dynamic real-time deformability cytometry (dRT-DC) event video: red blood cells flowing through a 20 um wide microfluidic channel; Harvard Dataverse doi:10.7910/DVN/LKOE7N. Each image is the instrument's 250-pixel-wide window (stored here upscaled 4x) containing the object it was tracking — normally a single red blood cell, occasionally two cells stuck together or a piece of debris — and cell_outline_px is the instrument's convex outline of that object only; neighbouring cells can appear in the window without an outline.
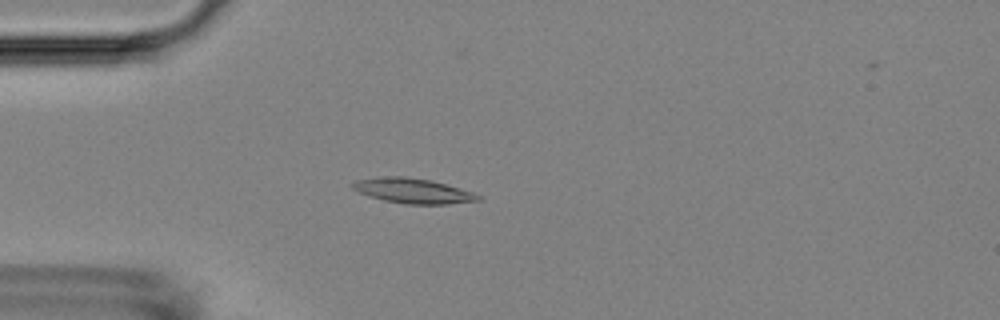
{"species": "Egyptian fruit bat (a non-hibernating species)", "species_latin": "Rousettus aegyptiacus", "temperature_condition": "room temperature", "stored_images_in_passage": 55, "camera_frame_rate_fps": 3000, "um_per_image_px": 0.085, "animal": {"sex": "female"}, "frame": {"image": 1, "passage_image": 15, "time_ms": 4.667, "image_size_px": [1000, 320], "cell_outline_px": [[480, 200], [448, 204], [404, 204], [384, 200], [368, 196], [352, 188], [352, 184], [356, 180], [392, 176], [404, 176], [428, 180], [444, 184], [472, 192], [480, 196]], "centroid_in_image_um": [35.08, 16.23], "position_along_channel_um": 49.9, "area_um2": 17.86}}
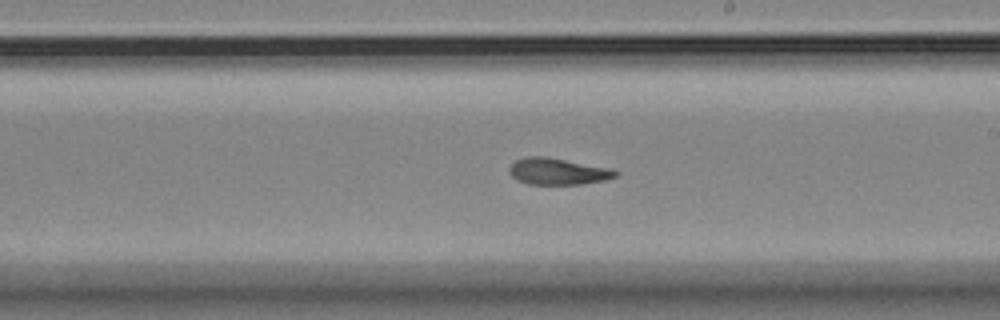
{"frame": {"image": 2, "passage_image": 32, "time_ms": 10.333, "image_size_px": [1000, 320], "cell_outline_px": [[620, 172], [616, 176], [604, 180], [580, 184], [528, 184], [516, 180], [508, 172], [508, 168], [516, 160], [528, 156], [544, 156], [608, 168]], "centroid_in_image_um": [47.36, 14.57], "position_along_channel_um": 241.6, "area_um2": 16.24}}
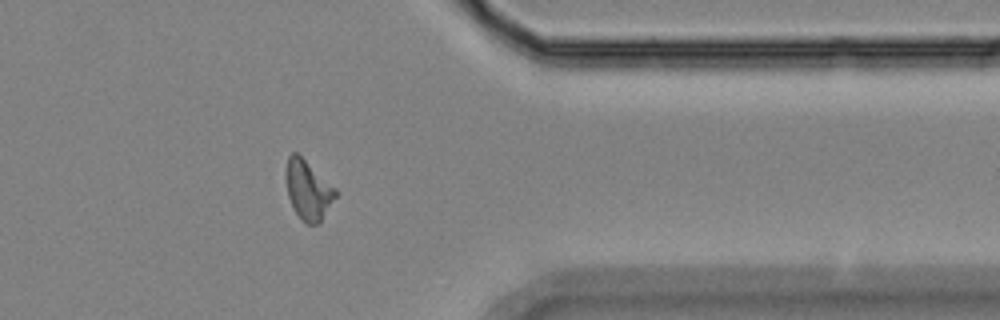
{"frame": {"image": 3, "passage_image": 45, "time_ms": 14.667, "image_size_px": [1000, 320], "cell_outline_px": [[336, 196], [320, 224], [304, 224], [300, 220], [292, 208], [288, 196], [284, 176], [284, 172], [288, 156], [292, 152], [296, 152], [336, 188]], "centroid_in_image_um": [26.15, 16.18], "position_along_channel_um": 385.3, "area_um2": 17.46}, "authors_computed_cell_mechanics": {"area_um2": 16.9354, "velocity_mm_per_s": 3.5784, "shape_relaxation_time_tau1_ms": 4.1982, "shape_relaxation_time_tau2_ms": 3.9441, "deformation_change_tau1": 0.1901, "deformation_change_tau2": 0.1147}}